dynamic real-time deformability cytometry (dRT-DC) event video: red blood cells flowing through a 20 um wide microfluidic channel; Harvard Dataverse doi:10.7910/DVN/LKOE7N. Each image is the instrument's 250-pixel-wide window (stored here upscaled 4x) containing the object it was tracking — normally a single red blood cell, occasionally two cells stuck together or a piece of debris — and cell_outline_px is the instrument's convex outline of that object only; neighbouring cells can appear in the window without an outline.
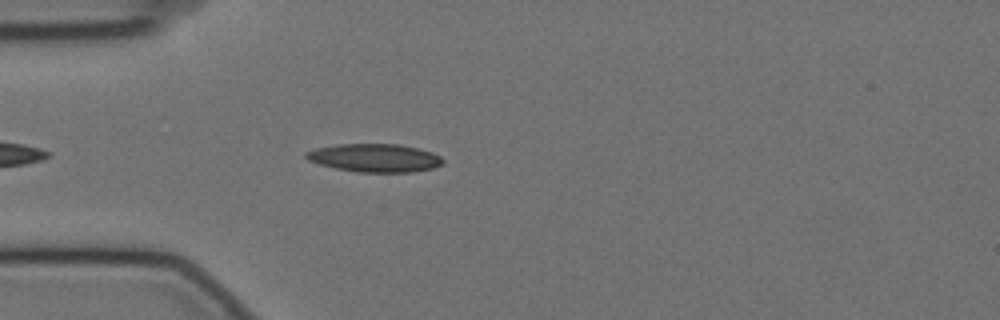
{"species": "Egyptian fruit bat (a non-hibernating species)", "species_latin": "Rousettus aegyptiacus", "temperature_condition": "cold", "stored_images_in_passage": 31, "camera_frame_rate_fps": 3000, "um_per_image_px": 0.085, "animal": {"sex": "female"}, "frame": {"image": 1, "passage_image": 6, "time_ms": 1.667, "image_size_px": [1000, 320], "cell_outline_px": [[444, 164], [432, 168], [412, 172], [360, 172], [336, 168], [320, 164], [308, 160], [304, 156], [304, 152], [316, 148], [336, 144], [400, 144], [432, 152], [440, 156], [444, 160]], "centroid_in_image_um": [31.85, 13.41], "position_along_channel_um": 53.2, "area_um2": 22.48}}
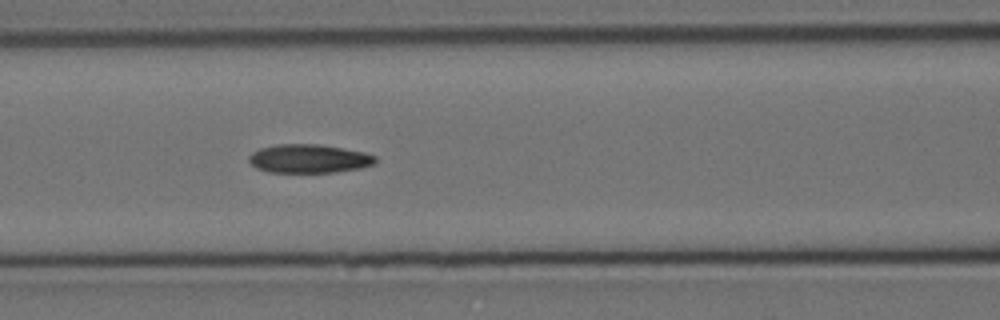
{"frame": {"image": 2, "passage_image": 14, "time_ms": 4.333, "image_size_px": [1000, 320], "cell_outline_px": [[376, 164], [360, 168], [336, 172], [268, 172], [256, 168], [248, 160], [248, 156], [252, 152], [260, 148], [276, 144], [316, 144], [364, 152], [376, 156]], "centroid_in_image_um": [26.24, 13.49], "position_along_channel_um": 140.4, "area_um2": 21.1}}
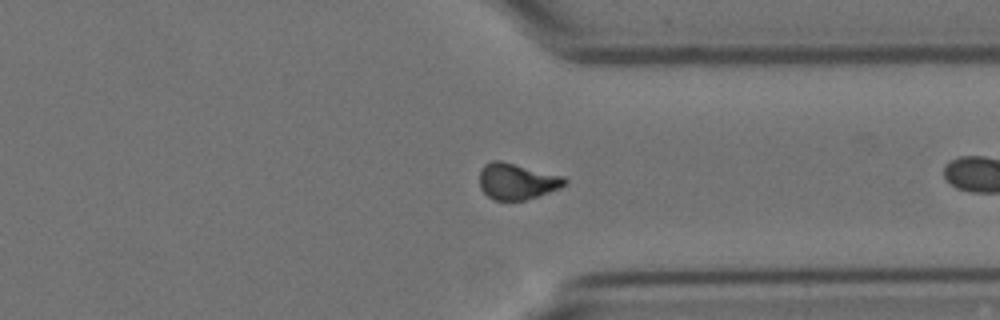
{"frame": {"image": 3, "passage_image": 30, "time_ms": 9.667, "image_size_px": [1000, 320], "cell_outline_px": [[568, 184], [560, 188], [524, 200], [496, 200], [488, 196], [480, 188], [480, 168], [484, 164], [492, 160], [500, 160], [564, 176], [568, 180]], "centroid_in_image_um": [43.94, 15.4], "position_along_channel_um": 367.5, "area_um2": 17.98}}